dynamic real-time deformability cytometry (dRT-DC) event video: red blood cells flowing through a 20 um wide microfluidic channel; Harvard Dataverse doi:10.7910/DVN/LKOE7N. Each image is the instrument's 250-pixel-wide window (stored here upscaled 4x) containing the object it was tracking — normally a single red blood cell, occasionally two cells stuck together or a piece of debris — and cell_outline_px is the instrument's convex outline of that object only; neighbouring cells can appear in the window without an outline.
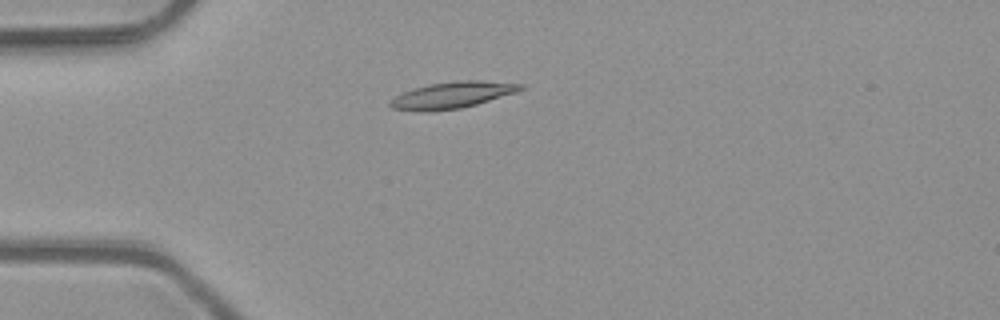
{"species": "common noctule bat (a hibernating species)", "species_latin": "Nyctalus noctula", "temperature_condition": "room temperature", "stored_images_in_passage": 5, "camera_frame_rate_fps": 3000, "um_per_image_px": 0.085, "animal": {"sex": "male", "body_mass_g": 23.1, "forearm_length_mm": 52.7}, "frame": {"image": 1, "passage_image": 2, "time_ms": 0.333, "image_size_px": [1000, 320], "cell_outline_px": [[524, 88], [516, 92], [476, 104], [460, 108], [424, 112], [392, 108], [388, 104], [396, 96], [404, 92], [428, 84], [460, 80], [480, 80], [524, 84]], "centroid_in_image_um": [38.45, 8.07], "position_along_channel_um": 46.5, "area_um2": 19.83}}